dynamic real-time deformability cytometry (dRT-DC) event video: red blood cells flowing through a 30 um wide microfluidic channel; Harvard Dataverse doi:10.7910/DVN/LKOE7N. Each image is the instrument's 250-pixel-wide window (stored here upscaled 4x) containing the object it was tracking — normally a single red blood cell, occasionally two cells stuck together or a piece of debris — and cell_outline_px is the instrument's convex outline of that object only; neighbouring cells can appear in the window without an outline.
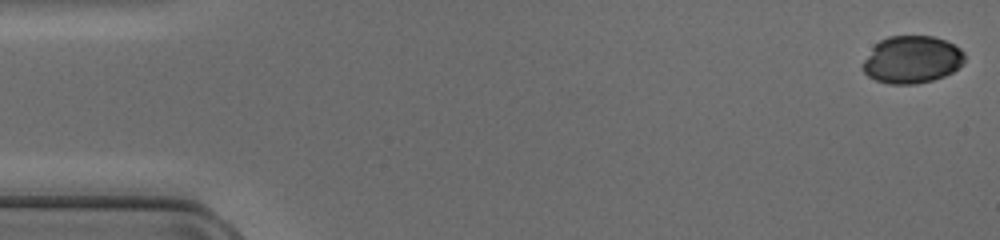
{"species": "common noctule bat (a hibernating species)", "species_latin": "Nyctalus noctula", "temperature_condition": "cold", "stored_images_in_passage": 48, "camera_frame_rate_fps": 3000, "um_per_image_px": 0.085, "animal": {"sex": "female", "body_mass_g": 17.0, "forearm_length_mm": 48.0}, "frame": {"image": 1, "passage_image": 1, "time_ms": 0.0, "image_size_px": [1000, 240], "cell_outline_px": [[964, 60], [952, 72], [944, 76], [932, 80], [916, 84], [888, 84], [876, 80], [868, 76], [864, 72], [864, 60], [872, 48], [880, 40], [888, 36], [932, 36], [944, 40], [960, 48], [964, 52]], "centroid_in_image_um": [77.5, 5.07], "position_along_channel_um": 7.5, "area_um2": 27.86}}
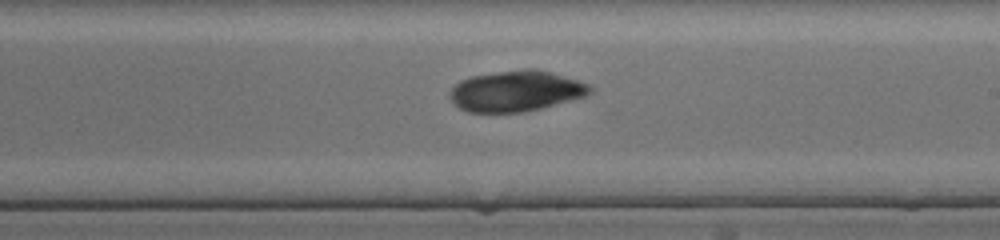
{"frame": {"image": 2, "passage_image": 28, "time_ms": 9.0, "image_size_px": [1000, 240], "cell_outline_px": [[592, 92], [584, 96], [540, 108], [524, 112], [468, 112], [460, 108], [448, 96], [448, 92], [460, 80], [472, 76], [528, 68], [532, 68], [548, 72], [576, 80], [588, 84], [592, 88]], "centroid_in_image_um": [43.82, 7.75], "position_along_channel_um": 245.2, "area_um2": 32.71}}
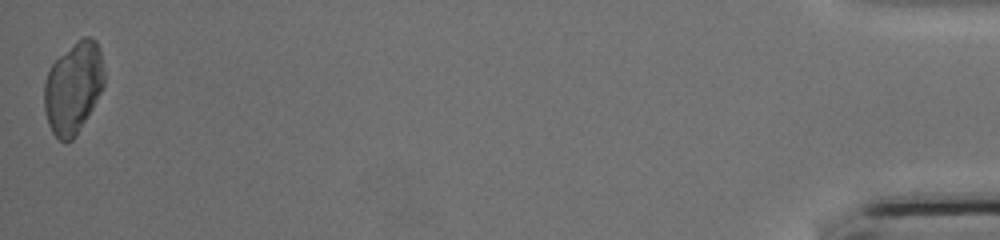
{"frame": {"image": 3, "passage_image": 48, "time_ms": 15.667, "image_size_px": [1000, 240], "cell_outline_px": [[104, 84], [92, 108], [76, 136], [72, 140], [64, 144], [52, 132], [48, 124], [44, 108], [44, 84], [48, 72], [52, 64], [60, 56], [84, 36], [92, 36], [96, 40], [100, 48], [104, 68]], "centroid_in_image_um": [6.23, 7.47], "position_along_channel_um": 429.0, "area_um2": 31.85}}